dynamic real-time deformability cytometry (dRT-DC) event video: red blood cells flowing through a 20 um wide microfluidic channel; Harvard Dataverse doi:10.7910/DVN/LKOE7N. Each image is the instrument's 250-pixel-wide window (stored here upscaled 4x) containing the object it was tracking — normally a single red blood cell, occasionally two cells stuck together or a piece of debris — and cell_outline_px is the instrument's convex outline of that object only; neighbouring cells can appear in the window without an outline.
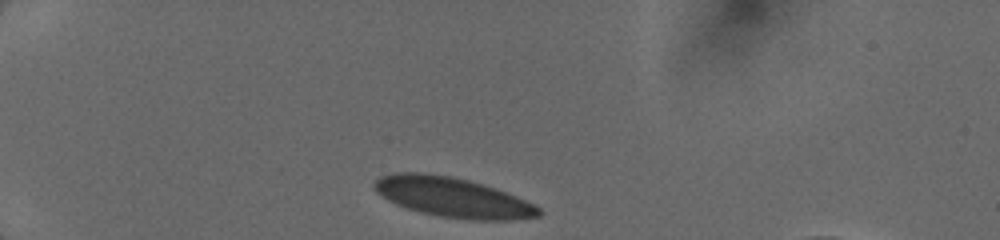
{"species": "human", "species_latin": "Homo sapiens", "temperature_condition": "cold", "stored_images_in_passage": 7, "camera_frame_rate_fps": 3000, "um_per_image_px": 0.085, "donor": {"sex": "female"}, "frame": {"image": 1, "passage_image": 1, "time_ms": 0.0, "image_size_px": [1000, 240], "cell_outline_px": [[544, 212], [540, 216], [512, 220], [468, 220], [440, 216], [420, 212], [396, 204], [380, 196], [372, 188], [372, 184], [380, 176], [396, 172], [424, 172], [452, 176], [468, 180], [496, 188], [516, 196], [540, 208]], "centroid_in_image_um": [38.45, 16.76], "position_along_channel_um": 46.5, "area_um2": 38.38}}
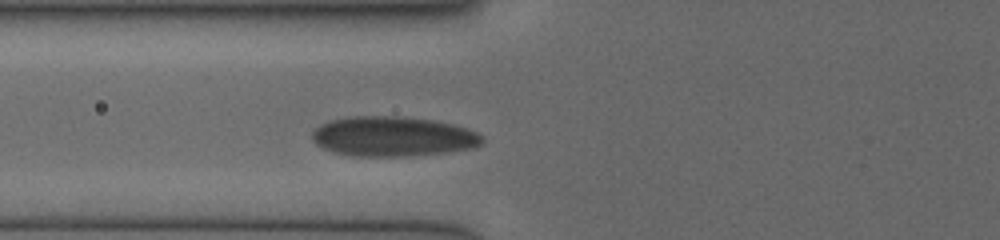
{"frame": {"image": 2, "passage_image": 6, "time_ms": 2.333, "image_size_px": [1000, 240], "cell_outline_px": [[484, 144], [476, 148], [444, 152], [404, 156], [352, 156], [336, 152], [324, 148], [316, 144], [312, 140], [312, 132], [320, 124], [328, 120], [348, 116], [396, 116], [432, 120], [452, 124], [468, 128], [484, 136]], "centroid_in_image_um": [33.42, 11.59], "position_along_channel_um": 92.4, "area_um2": 39.71}}